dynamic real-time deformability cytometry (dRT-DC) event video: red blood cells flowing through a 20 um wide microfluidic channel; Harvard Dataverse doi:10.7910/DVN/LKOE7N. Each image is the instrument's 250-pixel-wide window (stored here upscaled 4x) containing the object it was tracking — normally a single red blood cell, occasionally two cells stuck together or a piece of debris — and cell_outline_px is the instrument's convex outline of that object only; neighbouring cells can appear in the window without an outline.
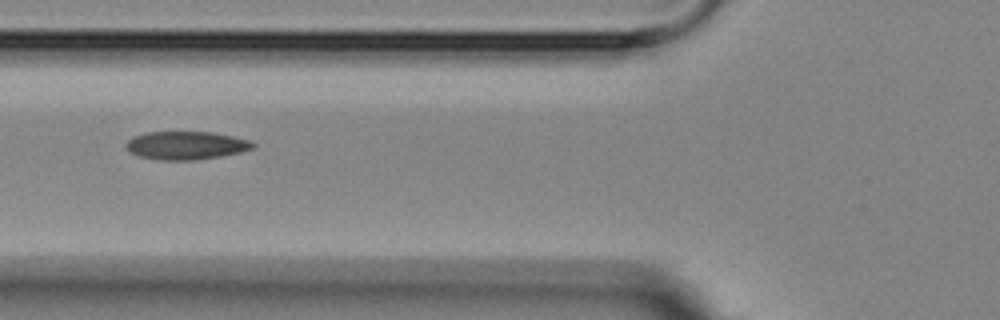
{"species": "Egyptian fruit bat (a non-hibernating species)", "species_latin": "Rousettus aegyptiacus", "temperature_condition": "room temperature", "stored_images_in_passage": 10, "camera_frame_rate_fps": 3000, "um_per_image_px": 0.085, "animal": {"sex": "female"}, "frame": {"image": 1, "passage_image": 2, "time_ms": 1.0, "image_size_px": [1000, 320], "cell_outline_px": [[256, 144], [252, 148], [240, 152], [220, 156], [196, 160], [160, 160], [140, 156], [132, 152], [124, 144], [132, 136], [148, 132], [212, 132], [232, 136], [248, 140]], "centroid_in_image_um": [15.81, 12.35], "position_along_channel_um": 110.0, "area_um2": 20.63}}
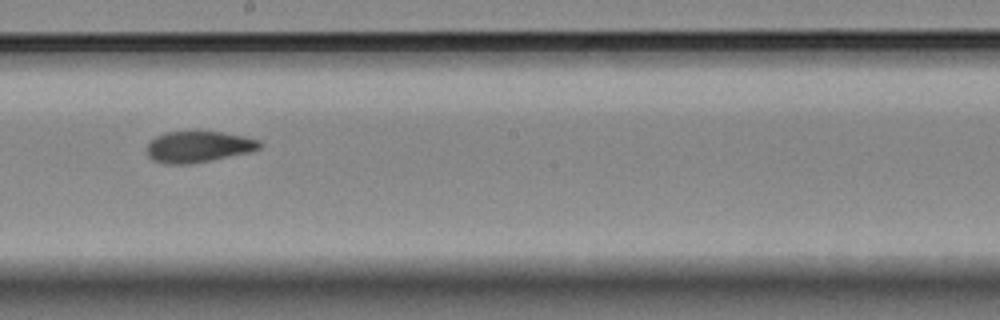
{"frame": {"image": 2, "passage_image": 5, "time_ms": 4.333, "image_size_px": [1000, 320], "cell_outline_px": [[264, 144], [260, 148], [252, 152], [192, 164], [164, 164], [152, 160], [148, 156], [144, 148], [156, 136], [164, 132], [220, 132], [244, 136], [260, 140]], "centroid_in_image_um": [16.87, 12.49], "position_along_channel_um": 231.3, "area_um2": 20.81}}
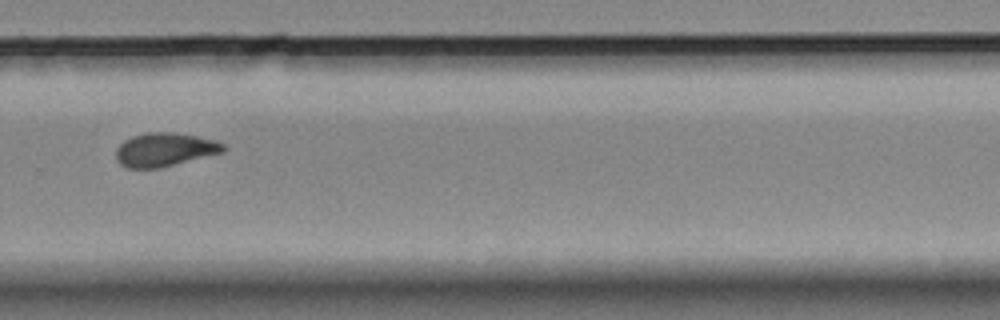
{"frame": {"image": 3, "passage_image": 7, "time_ms": 6.667, "image_size_px": [1000, 320], "cell_outline_px": [[228, 148], [224, 152], [160, 168], [128, 168], [120, 164], [116, 160], [116, 148], [124, 140], [132, 136], [144, 132], [176, 132], [216, 140], [224, 144]], "centroid_in_image_um": [14.01, 12.71], "position_along_channel_um": 315.8, "area_um2": 21.27}}